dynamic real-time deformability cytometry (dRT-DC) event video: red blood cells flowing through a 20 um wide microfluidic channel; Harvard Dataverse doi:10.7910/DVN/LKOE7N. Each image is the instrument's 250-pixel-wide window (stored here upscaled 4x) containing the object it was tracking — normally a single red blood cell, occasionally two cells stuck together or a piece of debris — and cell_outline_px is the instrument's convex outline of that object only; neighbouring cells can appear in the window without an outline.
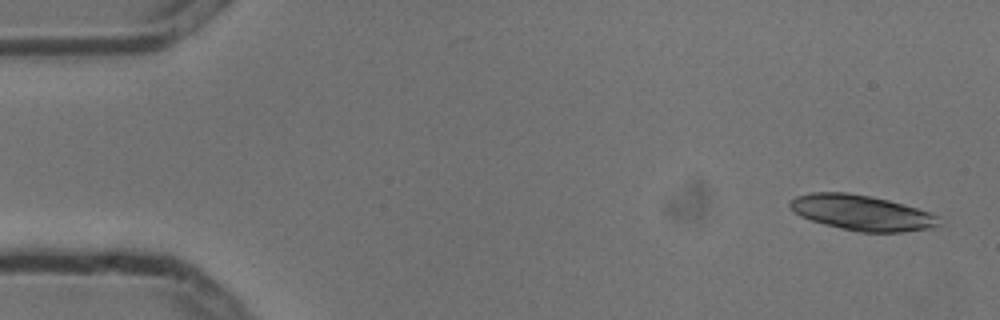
{"species": "common noctule bat (a hibernating species)", "species_latin": "Nyctalus noctula", "temperature_condition": "cold", "stored_images_in_passage": 6, "camera_frame_rate_fps": 3000, "um_per_image_px": 0.085, "animal": {"sex": "male", "body_mass_g": 13.3}, "frame": {"image": 1, "passage_image": 1, "time_ms": 0.0, "image_size_px": [1000, 320], "cell_outline_px": [[944, 224], [928, 228], [904, 232], [860, 232], [840, 228], [824, 224], [800, 216], [792, 212], [788, 204], [796, 196], [812, 192], [848, 192], [888, 200], [904, 204], [940, 216]], "centroid_in_image_um": [73.26, 18.08], "position_along_channel_um": 11.7, "area_um2": 30.75}}